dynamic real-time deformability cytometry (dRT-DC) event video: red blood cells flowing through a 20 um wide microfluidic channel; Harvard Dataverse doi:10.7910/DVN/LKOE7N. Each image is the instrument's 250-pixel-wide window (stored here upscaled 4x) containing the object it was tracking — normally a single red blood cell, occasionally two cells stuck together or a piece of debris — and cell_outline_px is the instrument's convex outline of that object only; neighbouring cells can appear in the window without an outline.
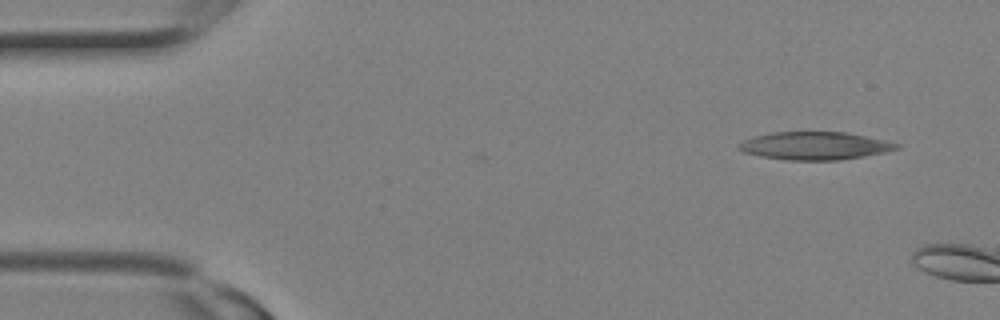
{"species": "Egyptian fruit bat (a non-hibernating species)", "species_latin": "Rousettus aegyptiacus", "temperature_condition": "room temperature", "stored_images_in_passage": 2, "camera_frame_rate_fps": 3000, "um_per_image_px": 0.085, "animal": {"sex": "female"}, "frame": {"image": 1, "passage_image": 1, "time_ms": 0.0, "image_size_px": [1000, 320], "cell_outline_px": [[900, 148], [884, 152], [864, 156], [840, 160], [788, 160], [760, 156], [744, 152], [736, 148], [736, 144], [744, 140], [756, 136], [772, 132], [844, 132], [884, 140], [900, 144]], "centroid_in_image_um": [69.23, 12.39], "position_along_channel_um": 15.8, "area_um2": 25.49}}